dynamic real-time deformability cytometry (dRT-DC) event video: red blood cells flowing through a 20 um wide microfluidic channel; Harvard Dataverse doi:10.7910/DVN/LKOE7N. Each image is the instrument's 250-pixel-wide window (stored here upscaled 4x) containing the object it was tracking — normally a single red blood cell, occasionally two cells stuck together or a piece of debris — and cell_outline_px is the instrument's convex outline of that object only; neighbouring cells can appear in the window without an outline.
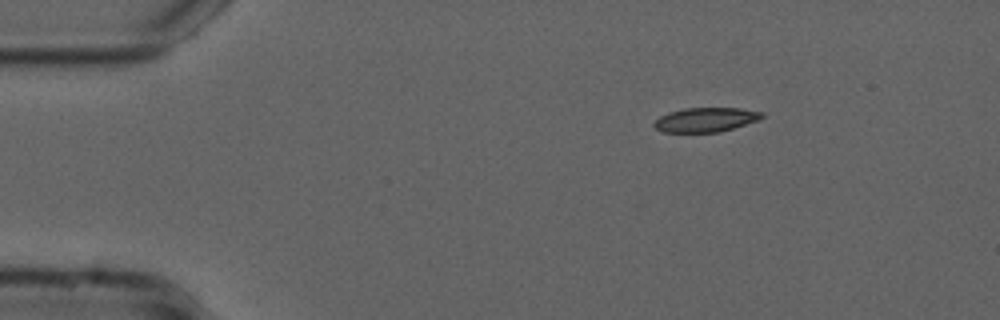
{"species": "common noctule bat (a hibernating species)", "species_latin": "Nyctalus noctula", "temperature_condition": "cold", "stored_images_in_passage": 47, "camera_frame_rate_fps": 3000, "um_per_image_px": 0.085, "animal": {"sex": "male", "forearm_length_mm": 52.5}, "frame": {"image": 1, "passage_image": 1, "time_ms": 0.0, "image_size_px": [1000, 320], "cell_outline_px": [[764, 116], [760, 120], [720, 132], [664, 132], [656, 128], [652, 124], [660, 116], [668, 112], [684, 108], [740, 108], [764, 112]], "centroid_in_image_um": [60.01, 10.17], "position_along_channel_um": 25.0, "area_um2": 15.37}}
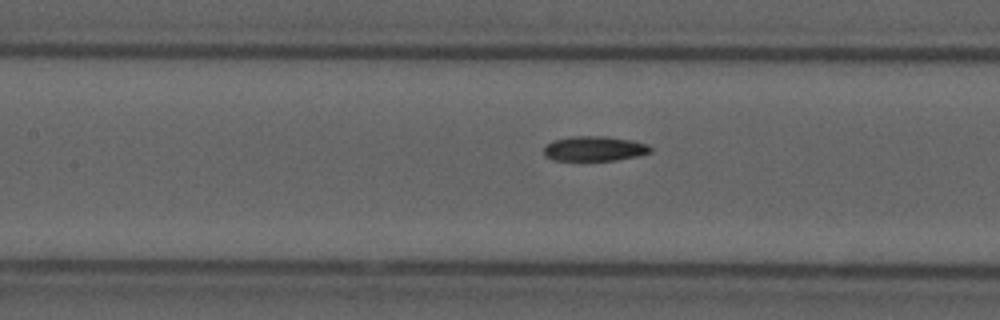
{"frame": {"image": 2, "passage_image": 17, "time_ms": 5.333, "image_size_px": [1000, 320], "cell_outline_px": [[652, 152], [640, 156], [616, 160], [552, 160], [544, 156], [544, 144], [552, 140], [572, 136], [608, 136], [632, 140], [648, 144], [652, 148]], "centroid_in_image_um": [50.53, 12.63], "position_along_channel_um": 156.9, "area_um2": 15.78}}
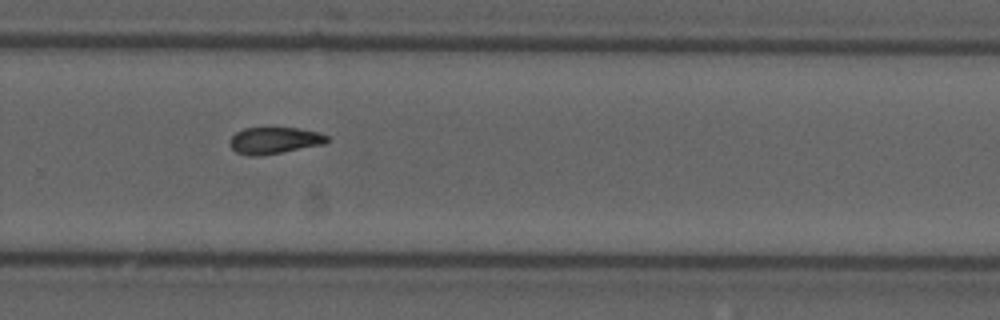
{"frame": {"image": 3, "passage_image": 29, "time_ms": 9.333, "image_size_px": [1000, 320], "cell_outline_px": [[328, 140], [324, 144], [280, 152], [256, 156], [248, 156], [236, 152], [232, 148], [232, 136], [236, 132], [244, 128], [300, 128], [316, 132], [328, 136]], "centroid_in_image_um": [23.32, 11.93], "position_along_channel_um": 306.5, "area_um2": 14.74}}